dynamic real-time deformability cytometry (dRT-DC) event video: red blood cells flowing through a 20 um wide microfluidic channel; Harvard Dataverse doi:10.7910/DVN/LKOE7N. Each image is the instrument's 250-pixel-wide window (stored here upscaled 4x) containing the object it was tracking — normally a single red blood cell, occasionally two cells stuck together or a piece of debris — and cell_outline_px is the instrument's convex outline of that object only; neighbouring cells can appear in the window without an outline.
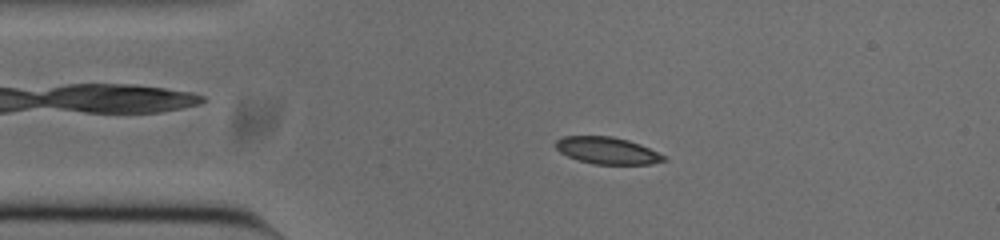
{"species": "common noctule bat (a hibernating species)", "species_latin": "Nyctalus noctula", "temperature_condition": "cold", "stored_images_in_passage": 52, "camera_frame_rate_fps": 3000, "um_per_image_px": 0.085, "animal": {"sex": "male", "body_mass_g": 20.0, "forearm_length_mm": 53.3}, "frame": {"image": 1, "passage_image": 9, "time_ms": 2.667, "image_size_px": [1000, 240], "cell_outline_px": [[668, 160], [652, 164], [592, 164], [568, 156], [560, 152], [556, 148], [556, 140], [564, 136], [612, 136], [628, 140], [640, 144], [668, 156]], "centroid_in_image_um": [51.67, 12.8], "position_along_channel_um": 33.3, "area_um2": 17.05}}
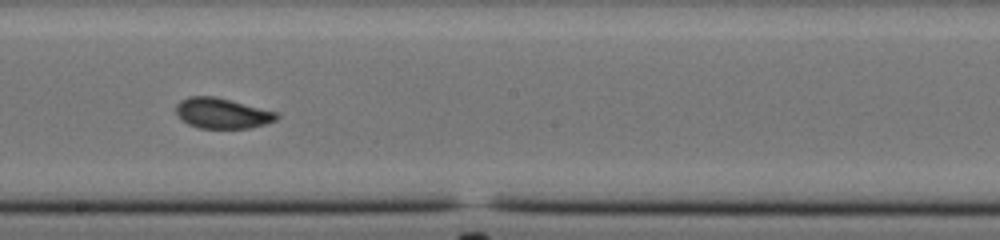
{"frame": {"image": 2, "passage_image": 27, "time_ms": 8.667, "image_size_px": [1000, 240], "cell_outline_px": [[280, 116], [276, 120], [264, 124], [248, 128], [200, 128], [188, 124], [176, 112], [176, 104], [180, 100], [188, 96], [212, 96], [276, 112]], "centroid_in_image_um": [18.86, 9.63], "position_along_channel_um": 229.3, "area_um2": 17.46}}
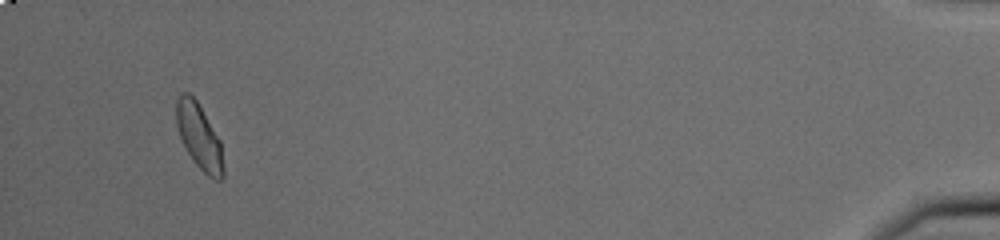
{"frame": {"image": 3, "passage_image": 49, "time_ms": 16.0, "image_size_px": [1000, 240], "cell_outline_px": [[224, 176], [220, 180], [216, 180], [208, 176], [192, 160], [180, 136], [176, 124], [176, 100], [180, 92], [188, 92], [196, 100], [220, 140], [224, 168]], "centroid_in_image_um": [16.93, 11.6], "position_along_channel_um": 418.3, "area_um2": 17.74}, "authors_computed_cell_mechanics": {"area_um2": 17.6579, "velocity_mm_per_s": 3.7613, "shape_relaxation_time_tau1_ms": 7.3727, "shape_relaxation_time_tau2_ms": 1.4575, "deformation_change_tau1": 0.1366, "deformation_change_tau2": 0.0693}}